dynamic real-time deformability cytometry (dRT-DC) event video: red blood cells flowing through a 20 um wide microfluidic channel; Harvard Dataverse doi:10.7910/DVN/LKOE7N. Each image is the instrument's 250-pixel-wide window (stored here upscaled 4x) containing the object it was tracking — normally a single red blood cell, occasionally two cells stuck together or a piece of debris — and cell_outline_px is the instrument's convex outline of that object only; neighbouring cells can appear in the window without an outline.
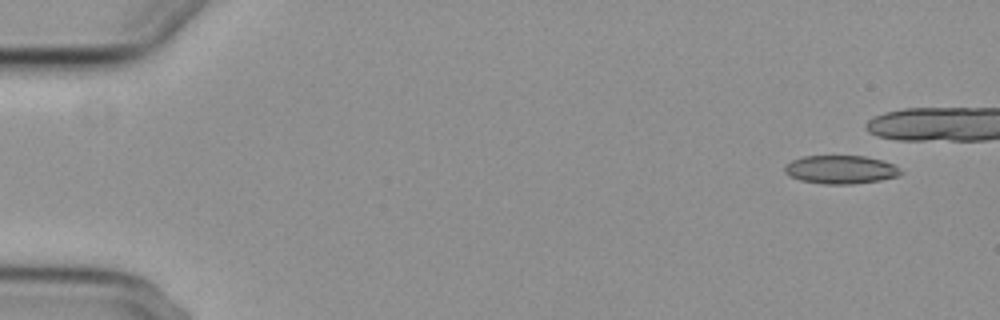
{"species": "common noctule bat (a hibernating species)", "species_latin": "Nyctalus noctula", "temperature_condition": "cold", "stored_images_in_passage": 7, "camera_frame_rate_fps": 3000, "um_per_image_px": 0.085, "animal": {"sex": "female", "body_mass_g": 29.2, "forearm_length_mm": 56.3}, "frame": {"image": 1, "passage_image": 1, "time_ms": 0.0, "image_size_px": [1000, 320], "cell_outline_px": [[900, 172], [896, 176], [880, 180], [852, 184], [824, 184], [800, 180], [788, 176], [784, 172], [784, 164], [792, 160], [804, 156], [864, 156], [880, 160], [892, 164]], "centroid_in_image_um": [71.35, 14.41], "position_along_channel_um": 13.6, "area_um2": 18.96}}